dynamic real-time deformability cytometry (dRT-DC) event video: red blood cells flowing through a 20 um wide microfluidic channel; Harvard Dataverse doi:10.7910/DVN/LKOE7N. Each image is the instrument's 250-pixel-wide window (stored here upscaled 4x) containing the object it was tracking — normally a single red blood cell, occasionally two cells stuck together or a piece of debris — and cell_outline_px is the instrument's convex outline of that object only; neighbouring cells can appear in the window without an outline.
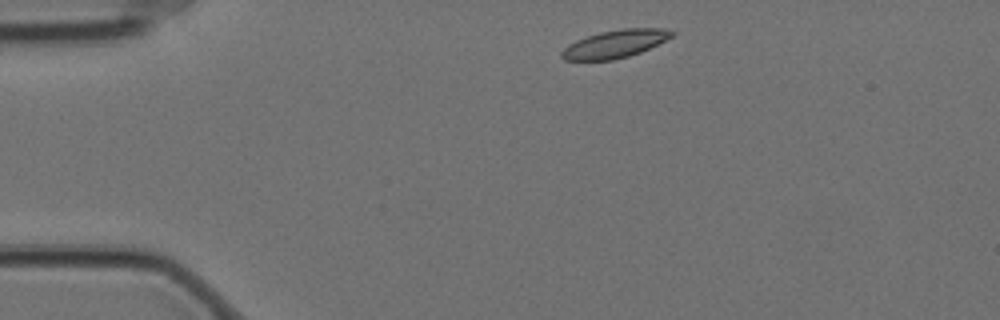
{"species": "Egyptian fruit bat (a non-hibernating species)", "species_latin": "Rousettus aegyptiacus", "temperature_condition": "cold", "stored_images_in_passage": 2, "camera_frame_rate_fps": 3000, "um_per_image_px": 0.085, "animal": {"sex": "female"}, "frame": {"image": 1, "passage_image": 1, "time_ms": 0.0, "image_size_px": [1000, 320], "cell_outline_px": [[676, 32], [672, 36], [640, 52], [628, 56], [612, 60], [564, 60], [560, 56], [560, 52], [568, 44], [576, 40], [600, 32], [624, 28], [660, 28]], "centroid_in_image_um": [52.23, 3.73], "position_along_channel_um": 32.8, "area_um2": 17.63}}